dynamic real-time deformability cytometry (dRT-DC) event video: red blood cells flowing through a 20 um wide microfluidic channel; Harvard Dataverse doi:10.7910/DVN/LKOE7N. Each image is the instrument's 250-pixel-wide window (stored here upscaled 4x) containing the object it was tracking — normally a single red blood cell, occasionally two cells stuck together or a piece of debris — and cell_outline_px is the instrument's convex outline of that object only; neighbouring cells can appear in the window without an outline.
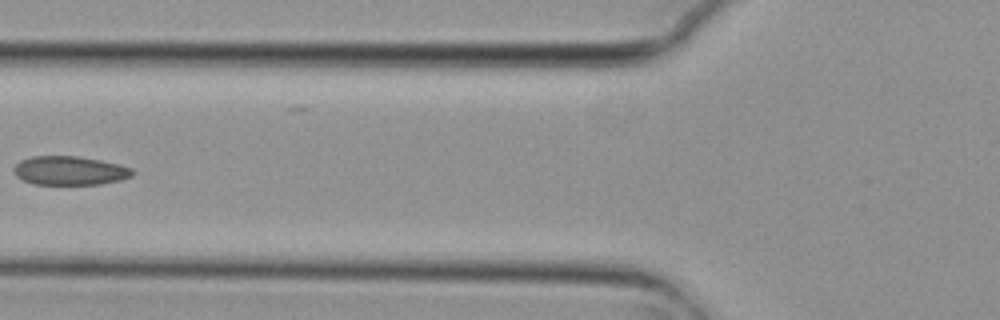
{"species": "common noctule bat (a hibernating species)", "species_latin": "Nyctalus noctula", "temperature_condition": "cold", "stored_images_in_passage": 6, "segment_of_instrument_passage": [1, 2], "camera_frame_rate_fps": 3000, "um_per_image_px": 0.085, "animal": {"sex": "female", "body_mass_g": 29.2, "forearm_length_mm": 56.3}, "frame": {"image": 1, "passage_image": 3, "time_ms": 0.667, "image_size_px": [1000, 320], "cell_outline_px": [[136, 172], [132, 176], [120, 180], [100, 184], [32, 184], [16, 176], [12, 172], [12, 168], [20, 160], [32, 156], [76, 156], [100, 160], [120, 164], [132, 168]], "centroid_in_image_um": [5.92, 14.5], "position_along_channel_um": 119.9, "area_um2": 20.11}}
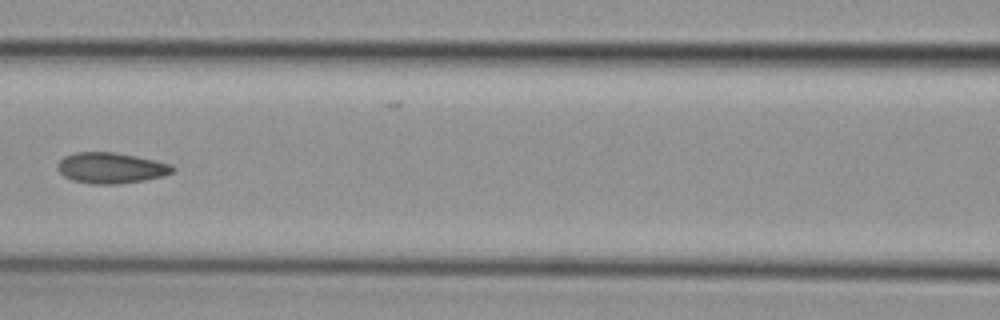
{"frame": {"image": 2, "passage_image": 4, "time_ms": 1.0, "image_size_px": [1000, 320], "cell_outline_px": [[176, 168], [172, 172], [164, 176], [144, 180], [120, 184], [88, 184], [72, 180], [64, 176], [56, 168], [56, 164], [64, 156], [76, 152], [116, 152], [136, 156], [172, 164]], "centroid_in_image_um": [9.42, 14.28], "position_along_channel_um": 157.2, "area_um2": 20.87}}